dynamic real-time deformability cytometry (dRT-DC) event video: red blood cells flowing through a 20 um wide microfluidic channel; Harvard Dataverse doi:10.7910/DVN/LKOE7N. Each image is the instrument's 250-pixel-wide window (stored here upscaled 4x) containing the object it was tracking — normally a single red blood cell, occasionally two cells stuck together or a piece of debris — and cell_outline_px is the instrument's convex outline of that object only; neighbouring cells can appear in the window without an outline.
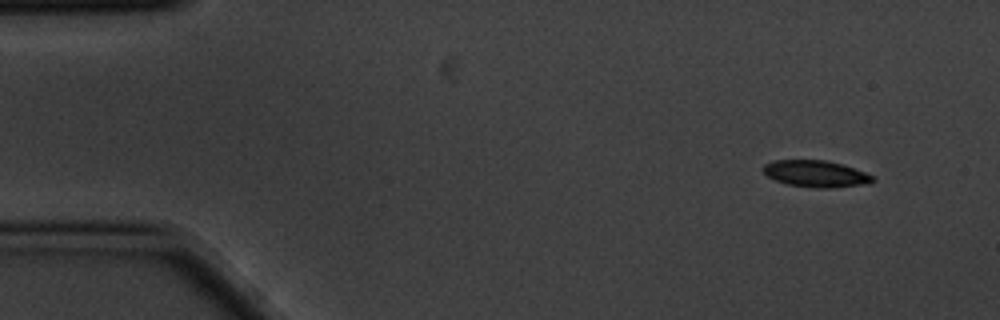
{"species": "common noctule bat (a hibernating species)", "species_latin": "Nyctalus noctula", "temperature_condition": "cold", "stored_images_in_passage": 10, "camera_frame_rate_fps": 3000, "um_per_image_px": 0.085, "animal": {"sex": "male", "body_mass_g": 20.1, "forearm_length_mm": 53.5}, "frame": {"image": 1, "passage_image": 1, "time_ms": 0.0, "image_size_px": [1000, 320], "cell_outline_px": [[876, 180], [868, 184], [832, 188], [816, 188], [788, 184], [776, 180], [768, 176], [760, 168], [764, 164], [772, 160], [824, 160], [840, 164], [864, 172], [872, 176]], "centroid_in_image_um": [69.32, 14.77], "position_along_channel_um": 15.7, "area_um2": 16.94}}
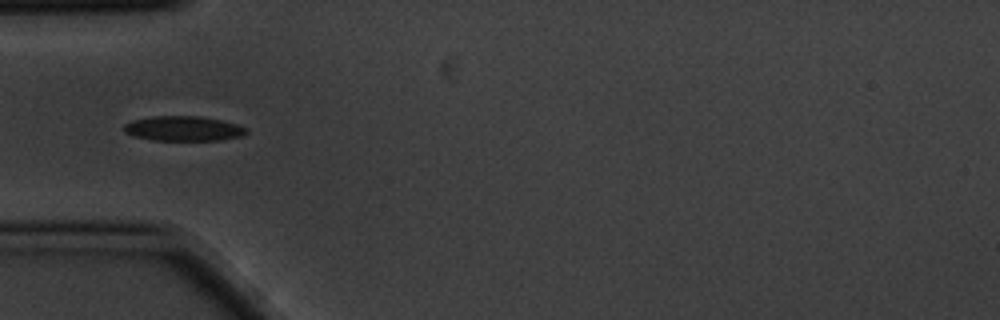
{"frame": {"image": 2, "passage_image": 4, "time_ms": 1.0, "image_size_px": [1000, 320], "cell_outline_px": [[248, 132], [244, 136], [220, 140], [152, 140], [132, 136], [124, 132], [124, 124], [132, 120], [152, 116], [200, 116], [220, 120], [236, 124], [248, 128]], "centroid_in_image_um": [15.59, 10.93], "position_along_channel_um": 69.4, "area_um2": 17.86}}
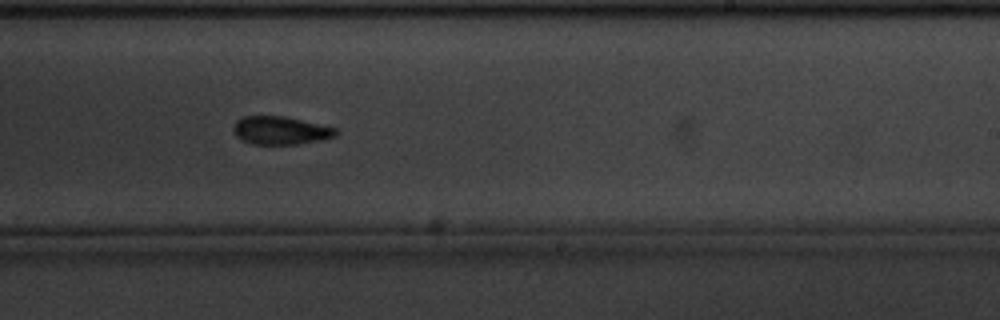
{"frame": {"image": 3, "passage_image": 9, "time_ms": 2.667, "image_size_px": [1000, 320], "cell_outline_px": [[336, 136], [320, 140], [296, 144], [252, 144], [236, 136], [232, 128], [236, 120], [244, 116], [284, 116], [336, 128]], "centroid_in_image_um": [23.81, 11.08], "position_along_channel_um": 265.2, "area_um2": 16.59}}